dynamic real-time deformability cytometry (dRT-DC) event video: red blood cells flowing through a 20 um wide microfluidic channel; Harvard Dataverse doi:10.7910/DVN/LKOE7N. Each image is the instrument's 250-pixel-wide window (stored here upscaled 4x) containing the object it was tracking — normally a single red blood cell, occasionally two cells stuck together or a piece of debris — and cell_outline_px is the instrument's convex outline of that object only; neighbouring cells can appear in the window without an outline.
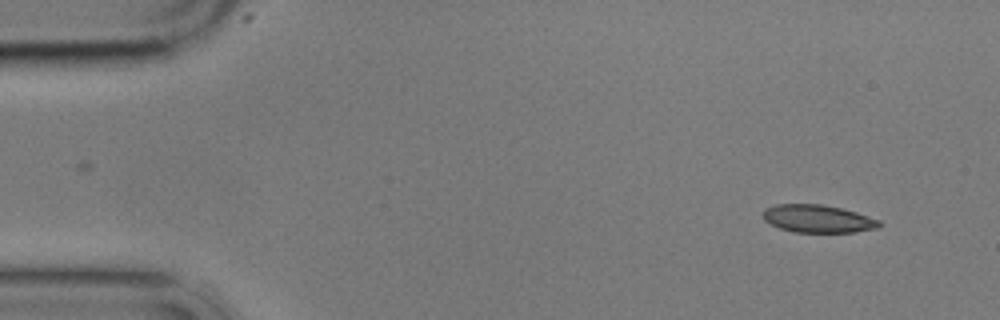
{"species": "common noctule bat (a hibernating species)", "species_latin": "Nyctalus noctula", "temperature_condition": "cold", "stored_images_in_passage": 3, "camera_frame_rate_fps": 3000, "um_per_image_px": 0.085, "animal": {"sex": "male", "body_mass_g": 17.9}, "frame": {"image": 1, "passage_image": 1, "time_ms": 0.0, "image_size_px": [1000, 320], "cell_outline_px": [[880, 228], [856, 232], [792, 232], [780, 228], [764, 220], [764, 208], [776, 204], [820, 204], [840, 208], [856, 212], [880, 220]], "centroid_in_image_um": [69.53, 18.59], "position_along_channel_um": 15.5, "area_um2": 18.79}}
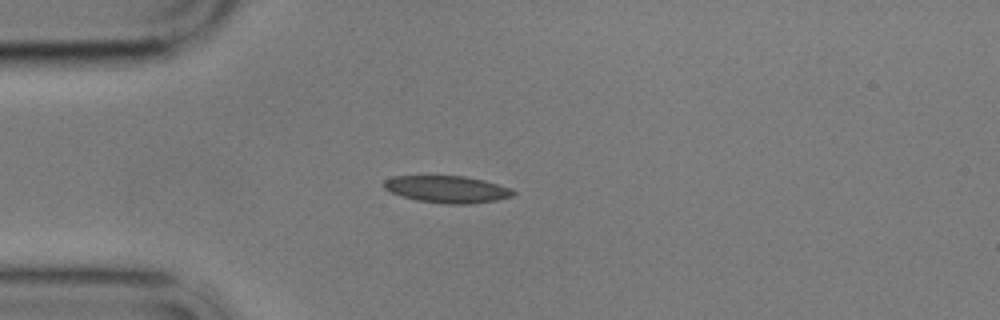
{"frame": {"image": 2, "passage_image": 3, "time_ms": 3.333, "image_size_px": [1000, 320], "cell_outline_px": [[516, 192], [512, 196], [496, 200], [472, 204], [444, 204], [416, 200], [392, 192], [384, 188], [384, 180], [392, 176], [464, 176], [484, 180], [508, 188]], "centroid_in_image_um": [38.0, 16.09], "position_along_channel_um": 47.0, "area_um2": 20.17}}